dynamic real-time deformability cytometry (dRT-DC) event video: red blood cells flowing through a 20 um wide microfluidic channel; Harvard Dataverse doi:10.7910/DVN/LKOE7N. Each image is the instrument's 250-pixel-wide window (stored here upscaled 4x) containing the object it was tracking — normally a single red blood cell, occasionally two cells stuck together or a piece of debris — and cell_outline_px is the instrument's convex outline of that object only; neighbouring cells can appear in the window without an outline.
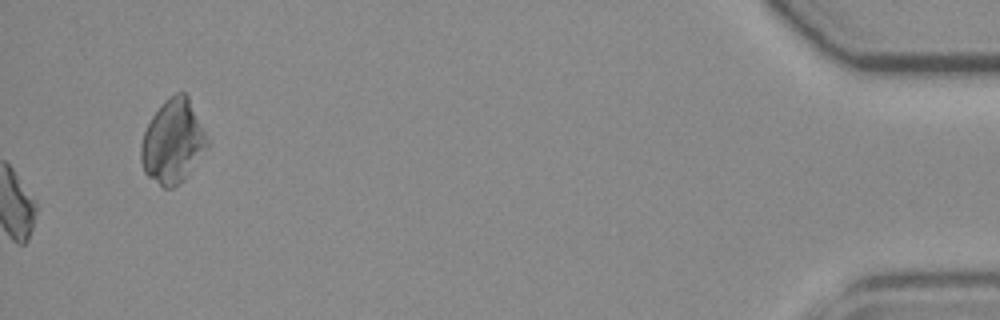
{"species": "common noctule bat (a hibernating species)", "species_latin": "Nyctalus noctula", "temperature_condition": "room temperature", "stored_images_in_passage": 37, "camera_frame_rate_fps": 3000, "um_per_image_px": 0.085, "animal": {"sex": "female", "body_mass_g": 19.3, "forearm_length_mm": 54.1}, "frame": {"image": 1, "passage_image": 37, "time_ms": 12.0, "image_size_px": [1000, 320], "cell_outline_px": [[208, 148], [184, 176], [172, 188], [164, 188], [148, 176], [144, 172], [140, 160], [140, 144], [144, 132], [152, 116], [164, 100], [168, 96], [176, 92], [184, 92], [188, 96], [208, 140]], "centroid_in_image_um": [14.65, 12.0], "position_along_channel_um": 420.5, "area_um2": 31.73}, "authors_computed_cell_mechanics": {"area_um2": 18.496, "velocity_mm_per_s": 3.7657, "shape_relaxation_time_tau1_ms": 1.9295, "shape_relaxation_time_tau2_ms": 3.4054, "deformation_change_tau1": 0.1554, "deformation_change_tau2": 0.1034}}